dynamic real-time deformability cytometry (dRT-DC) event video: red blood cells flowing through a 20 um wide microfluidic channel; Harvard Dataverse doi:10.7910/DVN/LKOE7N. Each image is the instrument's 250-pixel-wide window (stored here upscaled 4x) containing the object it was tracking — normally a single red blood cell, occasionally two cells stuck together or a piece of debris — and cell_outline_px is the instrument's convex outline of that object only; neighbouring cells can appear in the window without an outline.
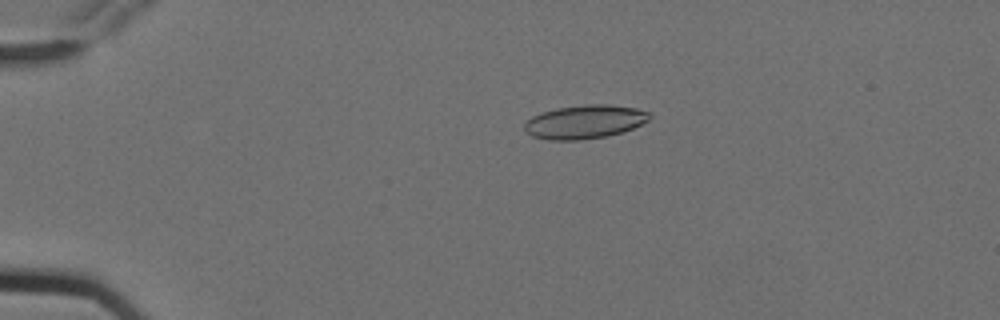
{"species": "Egyptian fruit bat (a non-hibernating species)", "species_latin": "Rousettus aegyptiacus", "temperature_condition": "cold", "stored_images_in_passage": 8, "camera_frame_rate_fps": 3000, "um_per_image_px": 0.085, "animal": {"sex": "female"}, "frame": {"image": 1, "passage_image": 4, "time_ms": 1.0, "image_size_px": [1000, 320], "cell_outline_px": [[652, 116], [648, 120], [632, 128], [608, 136], [580, 140], [548, 140], [532, 136], [524, 132], [524, 124], [532, 116], [556, 108], [584, 104], [608, 104], [636, 108], [648, 112]], "centroid_in_image_um": [49.67, 10.36], "position_along_channel_um": 35.3, "area_um2": 24.51}}
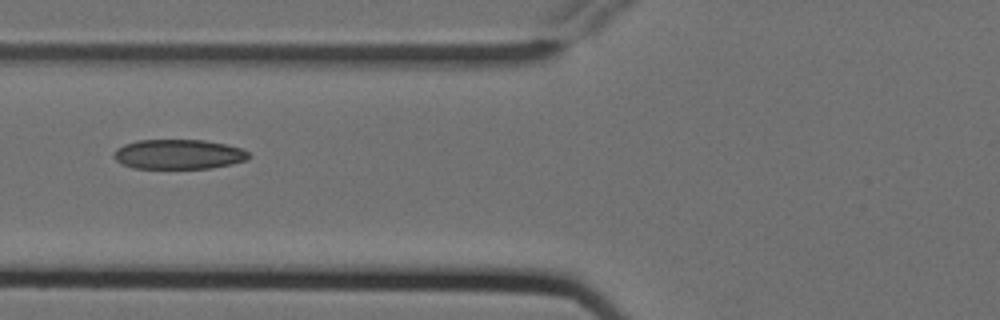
{"frame": {"image": 2, "passage_image": 7, "time_ms": 2.0, "image_size_px": [1000, 320], "cell_outline_px": [[252, 156], [248, 160], [232, 164], [212, 168], [132, 168], [116, 160], [112, 156], [116, 148], [124, 144], [136, 140], [204, 140], [224, 144], [240, 148], [248, 152]], "centroid_in_image_um": [15.18, 13.11], "position_along_channel_um": 110.6, "area_um2": 23.47}}
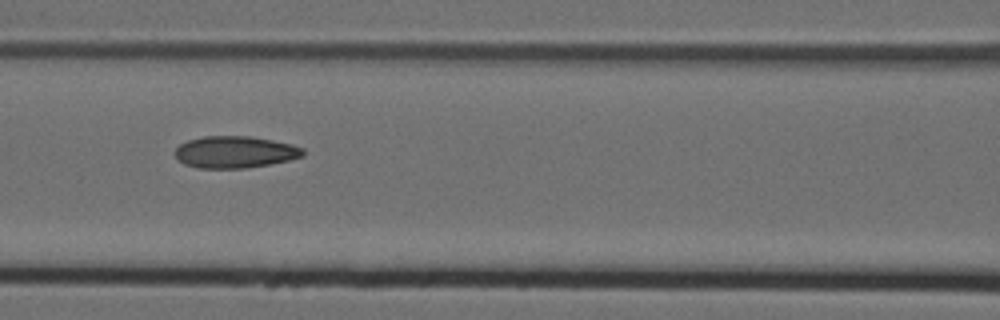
{"frame": {"image": 3, "passage_image": 8, "time_ms": 2.333, "image_size_px": [1000, 320], "cell_outline_px": [[304, 156], [288, 160], [248, 168], [196, 168], [184, 164], [176, 160], [176, 148], [180, 144], [188, 140], [204, 136], [252, 136], [292, 144], [304, 148]], "centroid_in_image_um": [19.96, 12.92], "position_along_channel_um": 146.6, "area_um2": 23.87}}